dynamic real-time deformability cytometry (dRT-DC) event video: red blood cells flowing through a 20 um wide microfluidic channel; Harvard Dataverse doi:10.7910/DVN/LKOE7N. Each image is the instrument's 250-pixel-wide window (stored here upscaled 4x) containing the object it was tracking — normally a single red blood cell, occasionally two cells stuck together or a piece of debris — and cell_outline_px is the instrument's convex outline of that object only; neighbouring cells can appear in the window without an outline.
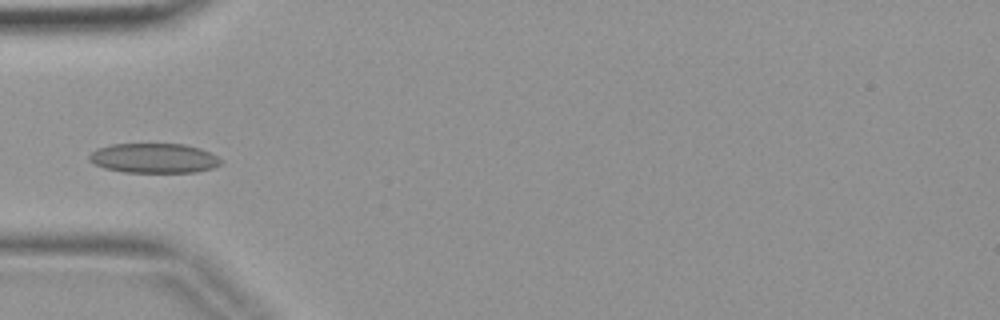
{"species": "common noctule bat (a hibernating species)", "species_latin": "Nyctalus noctula", "temperature_condition": "warm", "stored_images_in_passage": 2, "camera_frame_rate_fps": 3000, "um_per_image_px": 0.085, "animal": {"sex": "female", "body_mass_g": 19.9}, "frame": {"image": 1, "passage_image": 2, "time_ms": 0.333, "image_size_px": [1000, 320], "cell_outline_px": [[224, 160], [220, 164], [212, 168], [196, 172], [124, 172], [104, 168], [88, 160], [88, 156], [96, 148], [108, 144], [184, 144], [200, 148]], "centroid_in_image_um": [13.06, 13.44], "position_along_channel_um": 71.9, "area_um2": 22.83}}